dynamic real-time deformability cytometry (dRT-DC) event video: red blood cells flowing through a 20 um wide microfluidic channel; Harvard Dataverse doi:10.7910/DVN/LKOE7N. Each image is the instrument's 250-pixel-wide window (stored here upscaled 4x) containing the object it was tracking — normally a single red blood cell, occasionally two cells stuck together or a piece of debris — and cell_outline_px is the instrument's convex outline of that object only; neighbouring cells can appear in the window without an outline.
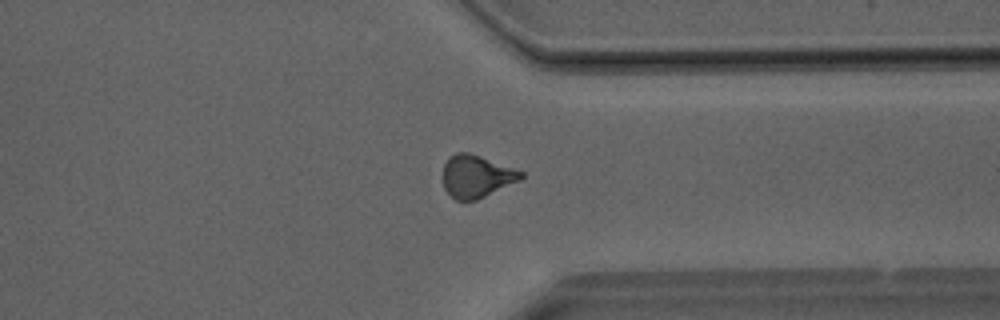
{"species": "Egyptian fruit bat (a non-hibernating species)", "species_latin": "Rousettus aegyptiacus", "temperature_condition": "room temperature", "stored_images_in_passage": 37, "camera_frame_rate_fps": 3000, "um_per_image_px": 0.085, "animal": {"sex": "male"}, "frame": {"image": 1, "passage_image": 28, "time_ms": 9.0, "image_size_px": [1000, 320], "cell_outline_px": [[524, 176], [520, 180], [476, 200], [456, 200], [444, 188], [444, 164], [448, 156], [456, 152], [468, 152], [480, 156], [524, 172]], "centroid_in_image_um": [40.49, 14.97], "position_along_channel_um": 370.9, "area_um2": 19.07}}
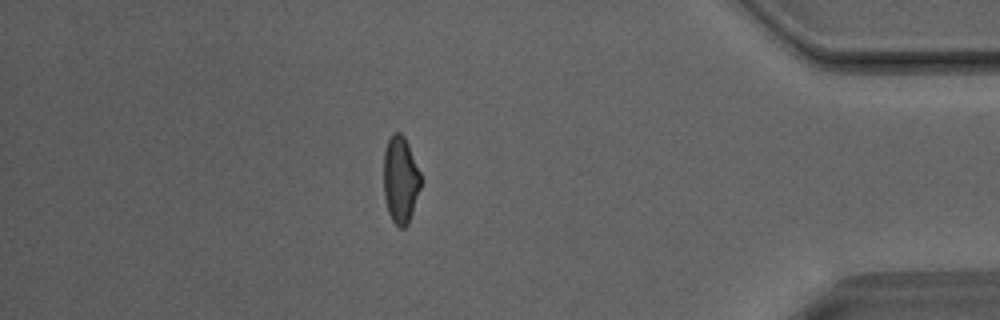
{"frame": {"image": 2, "passage_image": 32, "time_ms": 10.333, "image_size_px": [1000, 320], "cell_outline_px": [[420, 188], [408, 224], [404, 228], [400, 228], [392, 220], [388, 212], [384, 196], [384, 152], [388, 140], [396, 132], [400, 132], [404, 136], [408, 144], [420, 172]], "centroid_in_image_um": [34.03, 15.29], "position_along_channel_um": 401.2, "area_um2": 18.55}}